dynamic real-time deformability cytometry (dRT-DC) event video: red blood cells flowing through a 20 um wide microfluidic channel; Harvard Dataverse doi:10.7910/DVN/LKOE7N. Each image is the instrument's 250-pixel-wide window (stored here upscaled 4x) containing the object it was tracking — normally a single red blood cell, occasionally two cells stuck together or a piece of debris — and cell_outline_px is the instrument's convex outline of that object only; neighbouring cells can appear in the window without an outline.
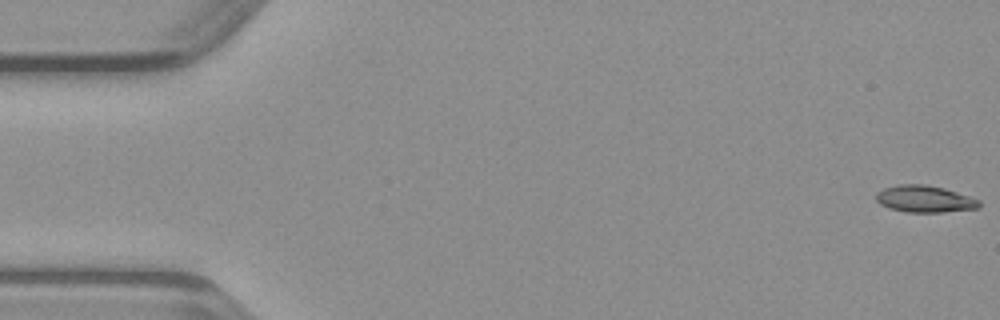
{"species": "common noctule bat (a hibernating species)", "species_latin": "Nyctalus noctula", "temperature_condition": "warm", "stored_images_in_passage": 48, "camera_frame_rate_fps": 3000, "um_per_image_px": 0.085, "animal": {"sex": "male", "body_mass_g": 23.1, "forearm_length_mm": 52.7}, "frame": {"image": 1, "passage_image": 1, "time_ms": 0.0, "image_size_px": [1000, 320], "cell_outline_px": [[980, 208], [944, 212], [904, 212], [888, 208], [880, 204], [876, 200], [876, 192], [884, 188], [900, 184], [924, 184], [944, 188], [980, 200]], "centroid_in_image_um": [78.58, 16.92], "position_along_channel_um": 6.4, "area_um2": 16.18}}
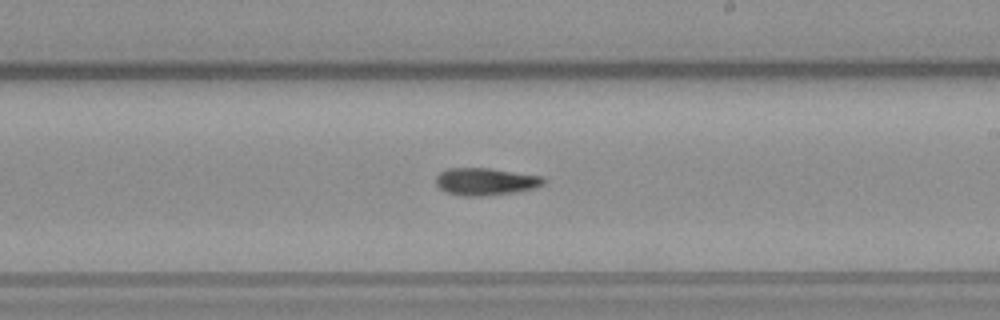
{"frame": {"image": 2, "passage_image": 28, "time_ms": 9.0, "image_size_px": [1000, 320], "cell_outline_px": [[548, 180], [544, 184], [536, 188], [516, 192], [480, 196], [464, 196], [444, 192], [436, 184], [436, 176], [440, 172], [448, 168], [492, 168], [544, 176]], "centroid_in_image_um": [41.32, 15.43], "position_along_channel_um": 247.7, "area_um2": 17.46}}
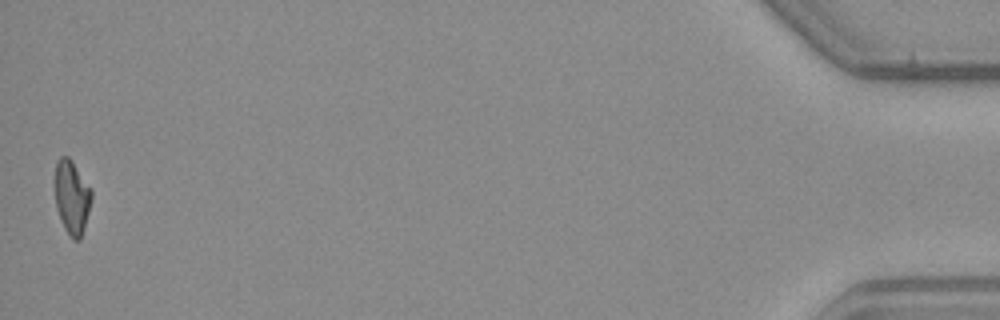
{"frame": {"image": 3, "passage_image": 48, "time_ms": 15.667, "image_size_px": [1000, 320], "cell_outline_px": [[92, 196], [88, 212], [80, 240], [72, 240], [64, 228], [60, 220], [56, 208], [56, 160], [60, 156], [68, 156], [72, 160], [92, 188]], "centroid_in_image_um": [6.12, 16.75], "position_along_channel_um": 429.1, "area_um2": 15.72}}